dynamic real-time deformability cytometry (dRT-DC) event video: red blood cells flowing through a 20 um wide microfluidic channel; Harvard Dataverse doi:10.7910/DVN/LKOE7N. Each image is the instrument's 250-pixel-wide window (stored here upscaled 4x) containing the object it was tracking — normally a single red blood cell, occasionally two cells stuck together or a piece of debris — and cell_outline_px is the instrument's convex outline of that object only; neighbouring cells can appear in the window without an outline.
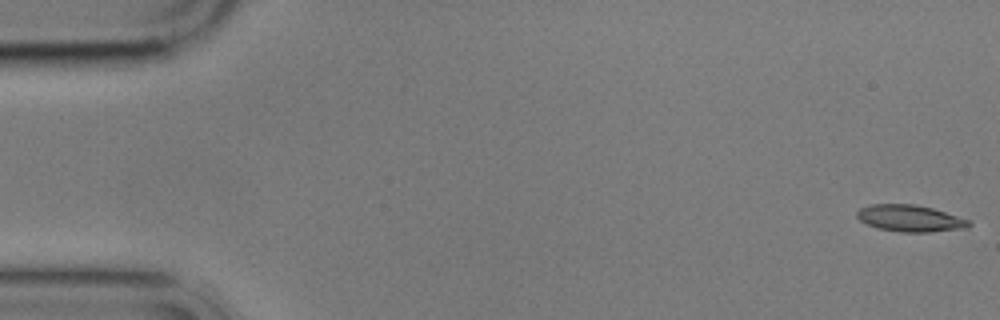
{"species": "common noctule bat (a hibernating species)", "species_latin": "Nyctalus noctula", "temperature_condition": "cold", "stored_images_in_passage": 6, "camera_frame_rate_fps": 3000, "um_per_image_px": 0.085, "animal": {"sex": "male", "body_mass_g": 17.9}, "frame": {"image": 1, "passage_image": 1, "time_ms": 0.0, "image_size_px": [1000, 320], "cell_outline_px": [[972, 224], [968, 228], [928, 232], [900, 232], [880, 228], [868, 224], [860, 220], [856, 216], [856, 212], [860, 208], [872, 204], [912, 204], [932, 208], [968, 220]], "centroid_in_image_um": [77.35, 18.56], "position_along_channel_um": 7.7, "area_um2": 17.17}}
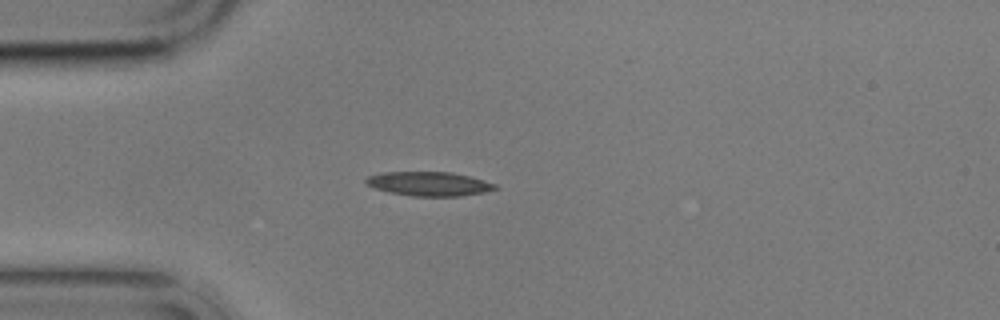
{"frame": {"image": 2, "passage_image": 5, "time_ms": 4.667, "image_size_px": [1000, 320], "cell_outline_px": [[500, 188], [484, 192], [460, 196], [412, 196], [388, 192], [376, 188], [368, 184], [364, 180], [368, 176], [380, 172], [452, 172], [472, 176], [496, 184]], "centroid_in_image_um": [36.5, 15.62], "position_along_channel_um": 48.5, "area_um2": 18.26}}